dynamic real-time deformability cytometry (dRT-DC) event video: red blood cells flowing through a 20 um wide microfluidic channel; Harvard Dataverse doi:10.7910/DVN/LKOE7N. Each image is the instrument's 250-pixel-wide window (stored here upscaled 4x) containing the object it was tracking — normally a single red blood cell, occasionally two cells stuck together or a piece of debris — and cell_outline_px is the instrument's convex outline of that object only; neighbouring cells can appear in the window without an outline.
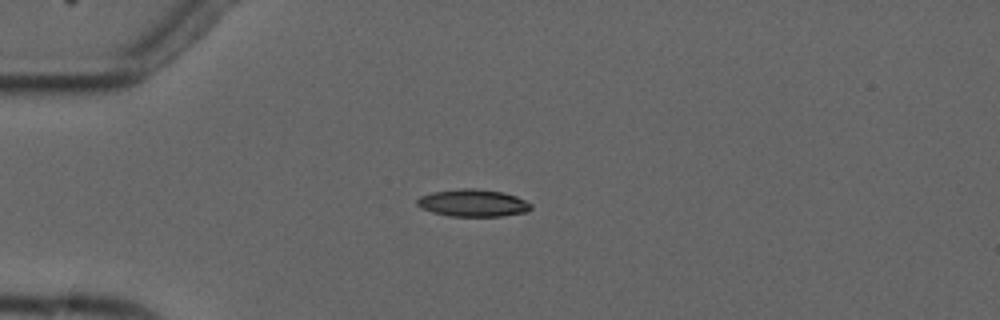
{"species": "common noctule bat (a hibernating species)", "species_latin": "Nyctalus noctula", "temperature_condition": "cold", "stored_images_in_passage": 3, "camera_frame_rate_fps": 3000, "um_per_image_px": 0.085, "animal": {"sex": "male", "forearm_length_mm": 52.5}, "frame": {"image": 1, "passage_image": 1, "time_ms": 0.0, "image_size_px": [1000, 320], "cell_outline_px": [[532, 208], [528, 212], [504, 216], [448, 216], [432, 212], [420, 208], [416, 204], [416, 200], [420, 196], [432, 192], [460, 188], [476, 188], [504, 192], [516, 196], [532, 204]], "centroid_in_image_um": [40.2, 17.25], "position_along_channel_um": 44.8, "area_um2": 18.38}}